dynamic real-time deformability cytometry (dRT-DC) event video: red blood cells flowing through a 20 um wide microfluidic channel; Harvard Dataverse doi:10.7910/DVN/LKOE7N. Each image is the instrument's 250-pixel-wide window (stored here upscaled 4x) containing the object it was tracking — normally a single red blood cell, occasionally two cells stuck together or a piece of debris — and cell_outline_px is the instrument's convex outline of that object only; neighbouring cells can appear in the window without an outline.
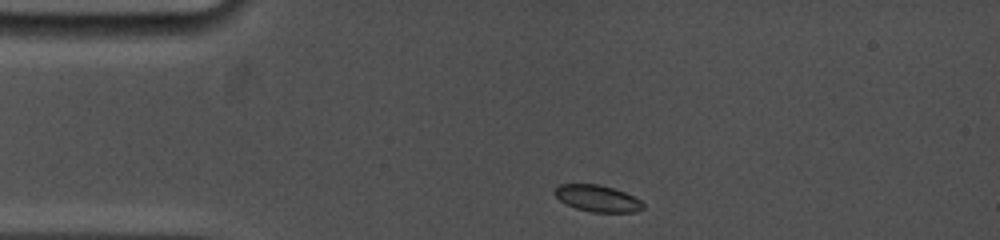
{"species": "common noctule bat (a hibernating species)", "species_latin": "Nyctalus noctula", "temperature_condition": "cold", "stored_images_in_passage": 41, "camera_frame_rate_fps": 5000, "um_per_image_px": 0.085, "animal": {"sex": "female", "body_mass_g": 19.0, "forearm_length_mm": 53.3}, "frame": {"image": 1, "passage_image": 1, "time_ms": 0.0, "image_size_px": [1000, 240], "cell_outline_px": [[644, 208], [636, 212], [592, 212], [576, 208], [560, 200], [552, 192], [560, 184], [600, 184], [624, 192], [640, 200], [644, 204]], "centroid_in_image_um": [50.79, 16.86], "position_along_channel_um": 34.2, "area_um2": 13.58}}
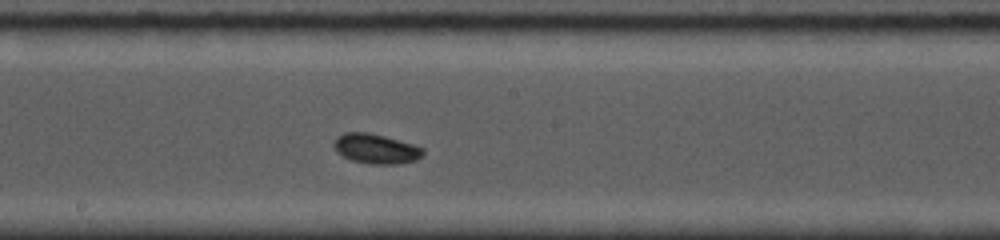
{"frame": {"image": 2, "passage_image": 24, "time_ms": 5.8, "image_size_px": [1000, 240], "cell_outline_px": [[424, 152], [416, 160], [400, 164], [372, 164], [352, 160], [336, 152], [332, 144], [336, 136], [344, 132], [368, 132], [384, 136], [412, 144], [424, 148]], "centroid_in_image_um": [31.92, 12.64], "position_along_channel_um": 216.3, "area_um2": 15.49}}
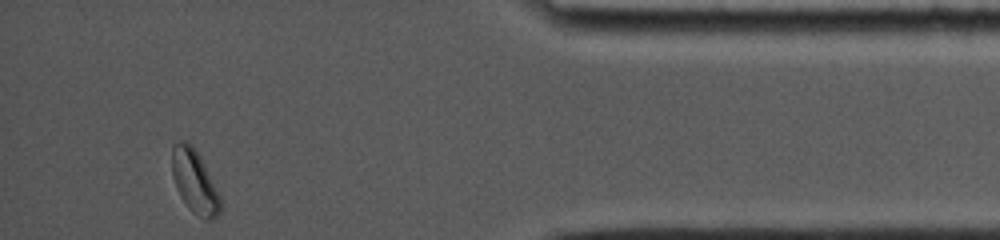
{"frame": {"image": 3, "passage_image": 41, "time_ms": 12.0, "image_size_px": [1000, 240], "cell_outline_px": [[220, 212], [212, 220], [204, 220], [192, 212], [180, 196], [176, 188], [172, 176], [172, 144], [180, 140], [184, 140], [192, 144], [200, 156], [220, 196]], "centroid_in_image_um": [16.52, 15.42], "position_along_channel_um": 418.7, "area_um2": 17.86}}